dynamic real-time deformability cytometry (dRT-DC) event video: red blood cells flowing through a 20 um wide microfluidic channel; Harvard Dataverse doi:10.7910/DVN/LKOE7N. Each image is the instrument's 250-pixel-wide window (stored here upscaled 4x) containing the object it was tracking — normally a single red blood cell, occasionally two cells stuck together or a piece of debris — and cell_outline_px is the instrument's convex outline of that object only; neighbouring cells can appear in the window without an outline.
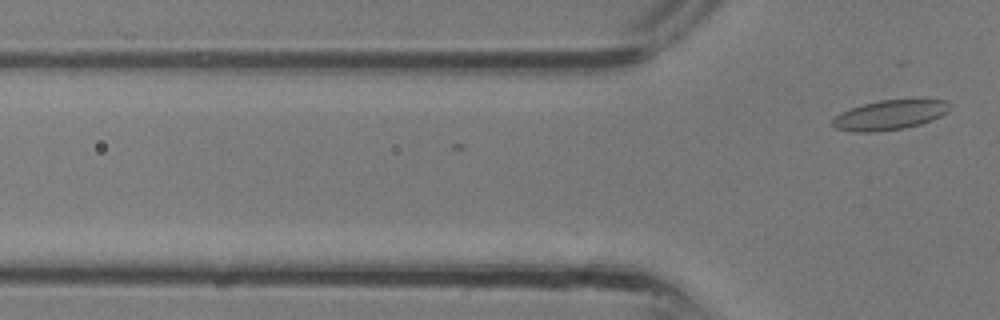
{"species": "common noctule bat (a hibernating species)", "species_latin": "Nyctalus noctula", "temperature_condition": "room temperature", "stored_images_in_passage": 3, "camera_frame_rate_fps": 3000, "um_per_image_px": 0.085, "animal": {"sex": "male", "body_mass_g": 13.3}, "frame": {"image": 1, "passage_image": 3, "time_ms": 0.667, "image_size_px": [1000, 320], "cell_outline_px": [[952, 108], [948, 112], [932, 120], [920, 124], [904, 128], [880, 132], [856, 132], [836, 128], [832, 124], [832, 120], [840, 112], [864, 104], [880, 100], [948, 100], [952, 104]], "centroid_in_image_um": [75.67, 9.78], "position_along_channel_um": 50.1, "area_um2": 20.29}}